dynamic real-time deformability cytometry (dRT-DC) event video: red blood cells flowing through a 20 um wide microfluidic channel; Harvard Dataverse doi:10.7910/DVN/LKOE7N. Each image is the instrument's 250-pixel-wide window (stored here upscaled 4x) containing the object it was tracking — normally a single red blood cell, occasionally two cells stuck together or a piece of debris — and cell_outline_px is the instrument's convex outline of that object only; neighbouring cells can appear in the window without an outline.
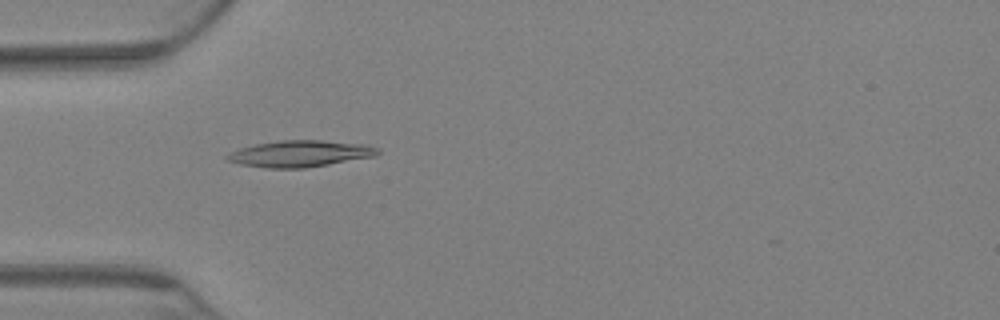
{"species": "Egyptian fruit bat (a non-hibernating species)", "species_latin": "Rousettus aegyptiacus", "temperature_condition": "warm", "stored_images_in_passage": 54, "camera_frame_rate_fps": 3000, "um_per_image_px": 0.085, "animal": {"sex": "female"}, "frame": {"image": 1, "passage_image": 4, "time_ms": 1.0, "image_size_px": [1000, 320], "cell_outline_px": [[380, 152], [376, 156], [304, 168], [268, 168], [240, 164], [228, 160], [224, 156], [228, 152], [240, 148], [256, 144], [280, 140], [320, 140], [368, 144], [380, 148]], "centroid_in_image_um": [25.53, 13.05], "position_along_channel_um": 59.5, "area_um2": 23.29}}
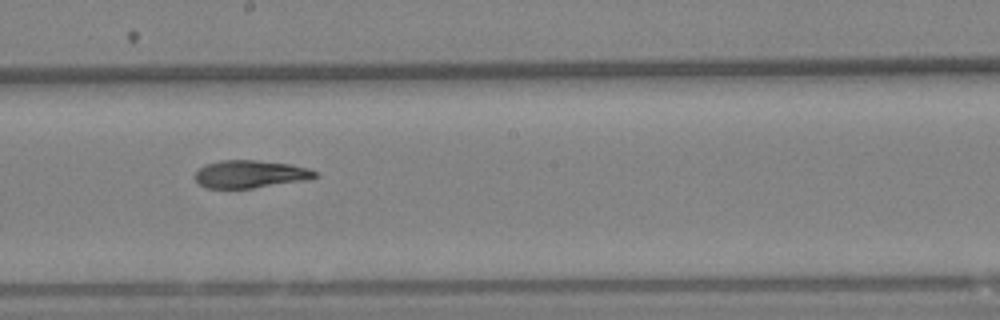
{"frame": {"image": 2, "passage_image": 22, "time_ms": 7.0, "image_size_px": [1000, 320], "cell_outline_px": [[316, 176], [304, 180], [252, 188], [208, 188], [200, 184], [196, 180], [196, 172], [204, 164], [220, 160], [256, 160], [292, 164], [308, 168], [316, 172]], "centroid_in_image_um": [21.24, 14.78], "position_along_channel_um": 227.0, "area_um2": 19.13}}
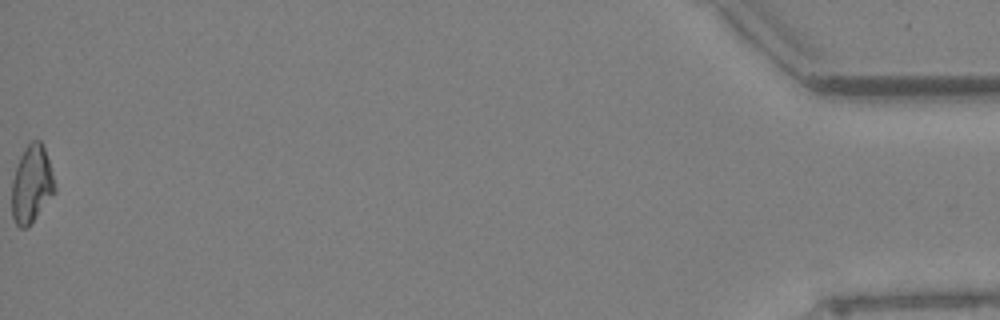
{"frame": {"image": 3, "passage_image": 54, "time_ms": 17.667, "image_size_px": [1000, 320], "cell_outline_px": [[56, 192], [32, 224], [28, 228], [20, 228], [16, 224], [12, 216], [12, 180], [20, 156], [24, 148], [32, 140], [40, 140], [44, 148], [52, 172], [56, 188]], "centroid_in_image_um": [2.69, 15.71], "position_along_channel_um": 432.5, "area_um2": 19.54}, "authors_computed_cell_mechanics": {"area_um2": 19.7387, "velocity_mm_per_s": 2.8593, "shape_relaxation_time_tau1_ms": null, "shape_relaxation_time_tau2_ms": 9.8659, "deformation_change_tau1": null, "deformation_change_tau2": 0.1399}}